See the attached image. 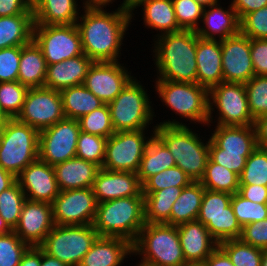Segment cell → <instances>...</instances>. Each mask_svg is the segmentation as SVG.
Returning a JSON list of instances; mask_svg holds the SVG:
<instances>
[{
	"label": "cell",
	"instance_id": "32",
	"mask_svg": "<svg viewBox=\"0 0 267 266\" xmlns=\"http://www.w3.org/2000/svg\"><path fill=\"white\" fill-rule=\"evenodd\" d=\"M33 14L0 17V49L24 46L33 40Z\"/></svg>",
	"mask_w": 267,
	"mask_h": 266
},
{
	"label": "cell",
	"instance_id": "62",
	"mask_svg": "<svg viewBox=\"0 0 267 266\" xmlns=\"http://www.w3.org/2000/svg\"><path fill=\"white\" fill-rule=\"evenodd\" d=\"M41 266H67L65 263L48 255L41 249Z\"/></svg>",
	"mask_w": 267,
	"mask_h": 266
},
{
	"label": "cell",
	"instance_id": "45",
	"mask_svg": "<svg viewBox=\"0 0 267 266\" xmlns=\"http://www.w3.org/2000/svg\"><path fill=\"white\" fill-rule=\"evenodd\" d=\"M230 204L241 227L267 218V203L250 201L238 192L232 195Z\"/></svg>",
	"mask_w": 267,
	"mask_h": 266
},
{
	"label": "cell",
	"instance_id": "10",
	"mask_svg": "<svg viewBox=\"0 0 267 266\" xmlns=\"http://www.w3.org/2000/svg\"><path fill=\"white\" fill-rule=\"evenodd\" d=\"M209 118L208 129L211 124L221 126L254 125L249 107L245 84L222 82L209 89ZM216 108V116L214 113ZM214 112V113H213ZM213 120H215L213 122Z\"/></svg>",
	"mask_w": 267,
	"mask_h": 266
},
{
	"label": "cell",
	"instance_id": "14",
	"mask_svg": "<svg viewBox=\"0 0 267 266\" xmlns=\"http://www.w3.org/2000/svg\"><path fill=\"white\" fill-rule=\"evenodd\" d=\"M65 118L60 91L46 87L29 88L16 119L42 131Z\"/></svg>",
	"mask_w": 267,
	"mask_h": 266
},
{
	"label": "cell",
	"instance_id": "16",
	"mask_svg": "<svg viewBox=\"0 0 267 266\" xmlns=\"http://www.w3.org/2000/svg\"><path fill=\"white\" fill-rule=\"evenodd\" d=\"M98 202L92 188L60 191L52 203L55 225L93 224Z\"/></svg>",
	"mask_w": 267,
	"mask_h": 266
},
{
	"label": "cell",
	"instance_id": "41",
	"mask_svg": "<svg viewBox=\"0 0 267 266\" xmlns=\"http://www.w3.org/2000/svg\"><path fill=\"white\" fill-rule=\"evenodd\" d=\"M28 89L19 81L0 82V108L9 119L16 118L21 112Z\"/></svg>",
	"mask_w": 267,
	"mask_h": 266
},
{
	"label": "cell",
	"instance_id": "24",
	"mask_svg": "<svg viewBox=\"0 0 267 266\" xmlns=\"http://www.w3.org/2000/svg\"><path fill=\"white\" fill-rule=\"evenodd\" d=\"M196 64L197 84L209 90L213 86L224 82L221 40L203 39L198 36Z\"/></svg>",
	"mask_w": 267,
	"mask_h": 266
},
{
	"label": "cell",
	"instance_id": "6",
	"mask_svg": "<svg viewBox=\"0 0 267 266\" xmlns=\"http://www.w3.org/2000/svg\"><path fill=\"white\" fill-rule=\"evenodd\" d=\"M133 255L156 266H189L180 245L177 226L146 223L132 244Z\"/></svg>",
	"mask_w": 267,
	"mask_h": 266
},
{
	"label": "cell",
	"instance_id": "48",
	"mask_svg": "<svg viewBox=\"0 0 267 266\" xmlns=\"http://www.w3.org/2000/svg\"><path fill=\"white\" fill-rule=\"evenodd\" d=\"M29 247L14 231L0 235V266H19Z\"/></svg>",
	"mask_w": 267,
	"mask_h": 266
},
{
	"label": "cell",
	"instance_id": "2",
	"mask_svg": "<svg viewBox=\"0 0 267 266\" xmlns=\"http://www.w3.org/2000/svg\"><path fill=\"white\" fill-rule=\"evenodd\" d=\"M152 40L154 46L151 50L157 73L155 80L196 83V31L181 30Z\"/></svg>",
	"mask_w": 267,
	"mask_h": 266
},
{
	"label": "cell",
	"instance_id": "53",
	"mask_svg": "<svg viewBox=\"0 0 267 266\" xmlns=\"http://www.w3.org/2000/svg\"><path fill=\"white\" fill-rule=\"evenodd\" d=\"M250 53L255 76L267 75V38L250 39Z\"/></svg>",
	"mask_w": 267,
	"mask_h": 266
},
{
	"label": "cell",
	"instance_id": "58",
	"mask_svg": "<svg viewBox=\"0 0 267 266\" xmlns=\"http://www.w3.org/2000/svg\"><path fill=\"white\" fill-rule=\"evenodd\" d=\"M254 127L256 131L257 146L267 149V114L255 119Z\"/></svg>",
	"mask_w": 267,
	"mask_h": 266
},
{
	"label": "cell",
	"instance_id": "67",
	"mask_svg": "<svg viewBox=\"0 0 267 266\" xmlns=\"http://www.w3.org/2000/svg\"><path fill=\"white\" fill-rule=\"evenodd\" d=\"M137 261H138L139 263L136 264L135 266H156V265H153V264L144 262V261H140V260H137Z\"/></svg>",
	"mask_w": 267,
	"mask_h": 266
},
{
	"label": "cell",
	"instance_id": "52",
	"mask_svg": "<svg viewBox=\"0 0 267 266\" xmlns=\"http://www.w3.org/2000/svg\"><path fill=\"white\" fill-rule=\"evenodd\" d=\"M239 239L253 247L267 249V218L243 226Z\"/></svg>",
	"mask_w": 267,
	"mask_h": 266
},
{
	"label": "cell",
	"instance_id": "39",
	"mask_svg": "<svg viewBox=\"0 0 267 266\" xmlns=\"http://www.w3.org/2000/svg\"><path fill=\"white\" fill-rule=\"evenodd\" d=\"M235 266H261L263 249L253 247L240 239H229L219 243Z\"/></svg>",
	"mask_w": 267,
	"mask_h": 266
},
{
	"label": "cell",
	"instance_id": "51",
	"mask_svg": "<svg viewBox=\"0 0 267 266\" xmlns=\"http://www.w3.org/2000/svg\"><path fill=\"white\" fill-rule=\"evenodd\" d=\"M21 46L0 49V82L17 81Z\"/></svg>",
	"mask_w": 267,
	"mask_h": 266
},
{
	"label": "cell",
	"instance_id": "46",
	"mask_svg": "<svg viewBox=\"0 0 267 266\" xmlns=\"http://www.w3.org/2000/svg\"><path fill=\"white\" fill-rule=\"evenodd\" d=\"M248 107L255 119L267 114V75L253 76L245 83Z\"/></svg>",
	"mask_w": 267,
	"mask_h": 266
},
{
	"label": "cell",
	"instance_id": "57",
	"mask_svg": "<svg viewBox=\"0 0 267 266\" xmlns=\"http://www.w3.org/2000/svg\"><path fill=\"white\" fill-rule=\"evenodd\" d=\"M201 266H235L227 253L218 246Z\"/></svg>",
	"mask_w": 267,
	"mask_h": 266
},
{
	"label": "cell",
	"instance_id": "68",
	"mask_svg": "<svg viewBox=\"0 0 267 266\" xmlns=\"http://www.w3.org/2000/svg\"><path fill=\"white\" fill-rule=\"evenodd\" d=\"M137 0H129V8L136 2Z\"/></svg>",
	"mask_w": 267,
	"mask_h": 266
},
{
	"label": "cell",
	"instance_id": "36",
	"mask_svg": "<svg viewBox=\"0 0 267 266\" xmlns=\"http://www.w3.org/2000/svg\"><path fill=\"white\" fill-rule=\"evenodd\" d=\"M176 166L173 155L168 148L154 135L149 141L140 161L137 175L141 184L149 177Z\"/></svg>",
	"mask_w": 267,
	"mask_h": 266
},
{
	"label": "cell",
	"instance_id": "15",
	"mask_svg": "<svg viewBox=\"0 0 267 266\" xmlns=\"http://www.w3.org/2000/svg\"><path fill=\"white\" fill-rule=\"evenodd\" d=\"M79 132L78 120L68 118L39 131V159L54 166L76 157Z\"/></svg>",
	"mask_w": 267,
	"mask_h": 266
},
{
	"label": "cell",
	"instance_id": "42",
	"mask_svg": "<svg viewBox=\"0 0 267 266\" xmlns=\"http://www.w3.org/2000/svg\"><path fill=\"white\" fill-rule=\"evenodd\" d=\"M80 131L109 138L115 133L112 126L110 110L107 104L83 115L78 119Z\"/></svg>",
	"mask_w": 267,
	"mask_h": 266
},
{
	"label": "cell",
	"instance_id": "43",
	"mask_svg": "<svg viewBox=\"0 0 267 266\" xmlns=\"http://www.w3.org/2000/svg\"><path fill=\"white\" fill-rule=\"evenodd\" d=\"M107 141L108 138L80 131L76 146V157L95 163L102 168Z\"/></svg>",
	"mask_w": 267,
	"mask_h": 266
},
{
	"label": "cell",
	"instance_id": "18",
	"mask_svg": "<svg viewBox=\"0 0 267 266\" xmlns=\"http://www.w3.org/2000/svg\"><path fill=\"white\" fill-rule=\"evenodd\" d=\"M224 82H248L254 75L250 53V38L239 32L221 40Z\"/></svg>",
	"mask_w": 267,
	"mask_h": 266
},
{
	"label": "cell",
	"instance_id": "8",
	"mask_svg": "<svg viewBox=\"0 0 267 266\" xmlns=\"http://www.w3.org/2000/svg\"><path fill=\"white\" fill-rule=\"evenodd\" d=\"M39 158V131L16 118L0 132V168L17 177Z\"/></svg>",
	"mask_w": 267,
	"mask_h": 266
},
{
	"label": "cell",
	"instance_id": "28",
	"mask_svg": "<svg viewBox=\"0 0 267 266\" xmlns=\"http://www.w3.org/2000/svg\"><path fill=\"white\" fill-rule=\"evenodd\" d=\"M60 191L92 188L100 167L95 163L71 158L53 166Z\"/></svg>",
	"mask_w": 267,
	"mask_h": 266
},
{
	"label": "cell",
	"instance_id": "19",
	"mask_svg": "<svg viewBox=\"0 0 267 266\" xmlns=\"http://www.w3.org/2000/svg\"><path fill=\"white\" fill-rule=\"evenodd\" d=\"M54 225L52 204L26 199L13 231L30 247H39Z\"/></svg>",
	"mask_w": 267,
	"mask_h": 266
},
{
	"label": "cell",
	"instance_id": "54",
	"mask_svg": "<svg viewBox=\"0 0 267 266\" xmlns=\"http://www.w3.org/2000/svg\"><path fill=\"white\" fill-rule=\"evenodd\" d=\"M33 14L32 0H0V17Z\"/></svg>",
	"mask_w": 267,
	"mask_h": 266
},
{
	"label": "cell",
	"instance_id": "38",
	"mask_svg": "<svg viewBox=\"0 0 267 266\" xmlns=\"http://www.w3.org/2000/svg\"><path fill=\"white\" fill-rule=\"evenodd\" d=\"M25 200L26 196L17 181L0 193V216L12 230L18 225Z\"/></svg>",
	"mask_w": 267,
	"mask_h": 266
},
{
	"label": "cell",
	"instance_id": "21",
	"mask_svg": "<svg viewBox=\"0 0 267 266\" xmlns=\"http://www.w3.org/2000/svg\"><path fill=\"white\" fill-rule=\"evenodd\" d=\"M92 190L98 203L131 196H144L137 173L103 168L97 172Z\"/></svg>",
	"mask_w": 267,
	"mask_h": 266
},
{
	"label": "cell",
	"instance_id": "35",
	"mask_svg": "<svg viewBox=\"0 0 267 266\" xmlns=\"http://www.w3.org/2000/svg\"><path fill=\"white\" fill-rule=\"evenodd\" d=\"M65 118L79 119L101 107L104 103L83 84L60 91Z\"/></svg>",
	"mask_w": 267,
	"mask_h": 266
},
{
	"label": "cell",
	"instance_id": "63",
	"mask_svg": "<svg viewBox=\"0 0 267 266\" xmlns=\"http://www.w3.org/2000/svg\"><path fill=\"white\" fill-rule=\"evenodd\" d=\"M13 231L0 216V235H4Z\"/></svg>",
	"mask_w": 267,
	"mask_h": 266
},
{
	"label": "cell",
	"instance_id": "44",
	"mask_svg": "<svg viewBox=\"0 0 267 266\" xmlns=\"http://www.w3.org/2000/svg\"><path fill=\"white\" fill-rule=\"evenodd\" d=\"M193 181L178 166L167 168L166 170L149 177L142 184V192L159 191L167 187H187Z\"/></svg>",
	"mask_w": 267,
	"mask_h": 266
},
{
	"label": "cell",
	"instance_id": "13",
	"mask_svg": "<svg viewBox=\"0 0 267 266\" xmlns=\"http://www.w3.org/2000/svg\"><path fill=\"white\" fill-rule=\"evenodd\" d=\"M33 40L41 48L47 65L84 54L76 24L34 25Z\"/></svg>",
	"mask_w": 267,
	"mask_h": 266
},
{
	"label": "cell",
	"instance_id": "7",
	"mask_svg": "<svg viewBox=\"0 0 267 266\" xmlns=\"http://www.w3.org/2000/svg\"><path fill=\"white\" fill-rule=\"evenodd\" d=\"M145 86L134 77L125 88L108 103L115 132L149 128L156 117Z\"/></svg>",
	"mask_w": 267,
	"mask_h": 266
},
{
	"label": "cell",
	"instance_id": "50",
	"mask_svg": "<svg viewBox=\"0 0 267 266\" xmlns=\"http://www.w3.org/2000/svg\"><path fill=\"white\" fill-rule=\"evenodd\" d=\"M251 153H233L225 152L224 149L218 148L211 140L209 142V158L228 170L241 175L247 158Z\"/></svg>",
	"mask_w": 267,
	"mask_h": 266
},
{
	"label": "cell",
	"instance_id": "34",
	"mask_svg": "<svg viewBox=\"0 0 267 266\" xmlns=\"http://www.w3.org/2000/svg\"><path fill=\"white\" fill-rule=\"evenodd\" d=\"M205 187L200 182H192L184 187L173 204L169 224L180 225L197 220Z\"/></svg>",
	"mask_w": 267,
	"mask_h": 266
},
{
	"label": "cell",
	"instance_id": "29",
	"mask_svg": "<svg viewBox=\"0 0 267 266\" xmlns=\"http://www.w3.org/2000/svg\"><path fill=\"white\" fill-rule=\"evenodd\" d=\"M77 1L33 0L34 25L76 24L81 12Z\"/></svg>",
	"mask_w": 267,
	"mask_h": 266
},
{
	"label": "cell",
	"instance_id": "40",
	"mask_svg": "<svg viewBox=\"0 0 267 266\" xmlns=\"http://www.w3.org/2000/svg\"><path fill=\"white\" fill-rule=\"evenodd\" d=\"M267 185V149L257 147L247 158L239 185Z\"/></svg>",
	"mask_w": 267,
	"mask_h": 266
},
{
	"label": "cell",
	"instance_id": "1",
	"mask_svg": "<svg viewBox=\"0 0 267 266\" xmlns=\"http://www.w3.org/2000/svg\"><path fill=\"white\" fill-rule=\"evenodd\" d=\"M82 8L76 25L81 35L83 53L93 62L119 61L121 47L124 46L122 42L133 21L130 8L118 6L111 12H107V6L83 5Z\"/></svg>",
	"mask_w": 267,
	"mask_h": 266
},
{
	"label": "cell",
	"instance_id": "60",
	"mask_svg": "<svg viewBox=\"0 0 267 266\" xmlns=\"http://www.w3.org/2000/svg\"><path fill=\"white\" fill-rule=\"evenodd\" d=\"M15 182H16V177L12 173L0 168V193L2 191L7 190Z\"/></svg>",
	"mask_w": 267,
	"mask_h": 266
},
{
	"label": "cell",
	"instance_id": "30",
	"mask_svg": "<svg viewBox=\"0 0 267 266\" xmlns=\"http://www.w3.org/2000/svg\"><path fill=\"white\" fill-rule=\"evenodd\" d=\"M214 128L215 130L209 135V138L225 152L252 153L258 147L254 125H215Z\"/></svg>",
	"mask_w": 267,
	"mask_h": 266
},
{
	"label": "cell",
	"instance_id": "12",
	"mask_svg": "<svg viewBox=\"0 0 267 266\" xmlns=\"http://www.w3.org/2000/svg\"><path fill=\"white\" fill-rule=\"evenodd\" d=\"M152 127L150 137L147 134V129L119 131L110 136L106 144L102 168L111 171L137 173L148 143L155 133L156 125H152Z\"/></svg>",
	"mask_w": 267,
	"mask_h": 266
},
{
	"label": "cell",
	"instance_id": "25",
	"mask_svg": "<svg viewBox=\"0 0 267 266\" xmlns=\"http://www.w3.org/2000/svg\"><path fill=\"white\" fill-rule=\"evenodd\" d=\"M128 255L133 256L132 243L128 240L98 236L79 266H122Z\"/></svg>",
	"mask_w": 267,
	"mask_h": 266
},
{
	"label": "cell",
	"instance_id": "55",
	"mask_svg": "<svg viewBox=\"0 0 267 266\" xmlns=\"http://www.w3.org/2000/svg\"><path fill=\"white\" fill-rule=\"evenodd\" d=\"M238 193L250 201L267 203V188L264 185H239Z\"/></svg>",
	"mask_w": 267,
	"mask_h": 266
},
{
	"label": "cell",
	"instance_id": "31",
	"mask_svg": "<svg viewBox=\"0 0 267 266\" xmlns=\"http://www.w3.org/2000/svg\"><path fill=\"white\" fill-rule=\"evenodd\" d=\"M47 63L41 48L34 40L21 46L18 79L28 88L44 87Z\"/></svg>",
	"mask_w": 267,
	"mask_h": 266
},
{
	"label": "cell",
	"instance_id": "5",
	"mask_svg": "<svg viewBox=\"0 0 267 266\" xmlns=\"http://www.w3.org/2000/svg\"><path fill=\"white\" fill-rule=\"evenodd\" d=\"M146 224L144 196L98 203L93 227L99 236L120 237L134 243Z\"/></svg>",
	"mask_w": 267,
	"mask_h": 266
},
{
	"label": "cell",
	"instance_id": "56",
	"mask_svg": "<svg viewBox=\"0 0 267 266\" xmlns=\"http://www.w3.org/2000/svg\"><path fill=\"white\" fill-rule=\"evenodd\" d=\"M230 3L240 20L246 14L267 6V0H231Z\"/></svg>",
	"mask_w": 267,
	"mask_h": 266
},
{
	"label": "cell",
	"instance_id": "47",
	"mask_svg": "<svg viewBox=\"0 0 267 266\" xmlns=\"http://www.w3.org/2000/svg\"><path fill=\"white\" fill-rule=\"evenodd\" d=\"M177 24L182 30H194L200 26L204 7L194 0H172Z\"/></svg>",
	"mask_w": 267,
	"mask_h": 266
},
{
	"label": "cell",
	"instance_id": "26",
	"mask_svg": "<svg viewBox=\"0 0 267 266\" xmlns=\"http://www.w3.org/2000/svg\"><path fill=\"white\" fill-rule=\"evenodd\" d=\"M142 8L144 27L157 31L154 38L160 35L181 31L177 24L172 0H137L131 7V19L135 20V9ZM159 32V33H158Z\"/></svg>",
	"mask_w": 267,
	"mask_h": 266
},
{
	"label": "cell",
	"instance_id": "61",
	"mask_svg": "<svg viewBox=\"0 0 267 266\" xmlns=\"http://www.w3.org/2000/svg\"><path fill=\"white\" fill-rule=\"evenodd\" d=\"M115 1L116 0H83L82 6H110V4ZM118 6H121L123 8H129V0H123V2Z\"/></svg>",
	"mask_w": 267,
	"mask_h": 266
},
{
	"label": "cell",
	"instance_id": "4",
	"mask_svg": "<svg viewBox=\"0 0 267 266\" xmlns=\"http://www.w3.org/2000/svg\"><path fill=\"white\" fill-rule=\"evenodd\" d=\"M155 94L161 98V102L176 117L179 115L182 121L171 118L156 125H186L185 119L192 124L207 126L209 118V90L197 83H183L166 80H154Z\"/></svg>",
	"mask_w": 267,
	"mask_h": 266
},
{
	"label": "cell",
	"instance_id": "20",
	"mask_svg": "<svg viewBox=\"0 0 267 266\" xmlns=\"http://www.w3.org/2000/svg\"><path fill=\"white\" fill-rule=\"evenodd\" d=\"M26 199L52 204L60 193L54 167L39 158L29 164L17 177Z\"/></svg>",
	"mask_w": 267,
	"mask_h": 266
},
{
	"label": "cell",
	"instance_id": "64",
	"mask_svg": "<svg viewBox=\"0 0 267 266\" xmlns=\"http://www.w3.org/2000/svg\"><path fill=\"white\" fill-rule=\"evenodd\" d=\"M195 2L201 4L203 7H208L220 3V0H194Z\"/></svg>",
	"mask_w": 267,
	"mask_h": 266
},
{
	"label": "cell",
	"instance_id": "33",
	"mask_svg": "<svg viewBox=\"0 0 267 266\" xmlns=\"http://www.w3.org/2000/svg\"><path fill=\"white\" fill-rule=\"evenodd\" d=\"M183 188L171 186L159 191L142 192L146 223L169 224L173 204Z\"/></svg>",
	"mask_w": 267,
	"mask_h": 266
},
{
	"label": "cell",
	"instance_id": "27",
	"mask_svg": "<svg viewBox=\"0 0 267 266\" xmlns=\"http://www.w3.org/2000/svg\"><path fill=\"white\" fill-rule=\"evenodd\" d=\"M93 61L85 54L47 65L44 87L61 91L82 85Z\"/></svg>",
	"mask_w": 267,
	"mask_h": 266
},
{
	"label": "cell",
	"instance_id": "17",
	"mask_svg": "<svg viewBox=\"0 0 267 266\" xmlns=\"http://www.w3.org/2000/svg\"><path fill=\"white\" fill-rule=\"evenodd\" d=\"M124 63L93 62L83 85L104 104L112 102L125 86L134 78Z\"/></svg>",
	"mask_w": 267,
	"mask_h": 266
},
{
	"label": "cell",
	"instance_id": "59",
	"mask_svg": "<svg viewBox=\"0 0 267 266\" xmlns=\"http://www.w3.org/2000/svg\"><path fill=\"white\" fill-rule=\"evenodd\" d=\"M19 266H41V248L29 247L22 255Z\"/></svg>",
	"mask_w": 267,
	"mask_h": 266
},
{
	"label": "cell",
	"instance_id": "11",
	"mask_svg": "<svg viewBox=\"0 0 267 266\" xmlns=\"http://www.w3.org/2000/svg\"><path fill=\"white\" fill-rule=\"evenodd\" d=\"M232 195L205 189L197 221L206 226L218 242L239 239L242 231L230 204Z\"/></svg>",
	"mask_w": 267,
	"mask_h": 266
},
{
	"label": "cell",
	"instance_id": "23",
	"mask_svg": "<svg viewBox=\"0 0 267 266\" xmlns=\"http://www.w3.org/2000/svg\"><path fill=\"white\" fill-rule=\"evenodd\" d=\"M220 3L204 7L202 20L196 34L203 39L223 40L240 32V19L232 5Z\"/></svg>",
	"mask_w": 267,
	"mask_h": 266
},
{
	"label": "cell",
	"instance_id": "37",
	"mask_svg": "<svg viewBox=\"0 0 267 266\" xmlns=\"http://www.w3.org/2000/svg\"><path fill=\"white\" fill-rule=\"evenodd\" d=\"M205 189L226 192L231 195L238 192L239 176L226 167L208 159L203 178L199 181Z\"/></svg>",
	"mask_w": 267,
	"mask_h": 266
},
{
	"label": "cell",
	"instance_id": "22",
	"mask_svg": "<svg viewBox=\"0 0 267 266\" xmlns=\"http://www.w3.org/2000/svg\"><path fill=\"white\" fill-rule=\"evenodd\" d=\"M177 230L188 265L201 266L219 246L206 226L197 220L177 225Z\"/></svg>",
	"mask_w": 267,
	"mask_h": 266
},
{
	"label": "cell",
	"instance_id": "65",
	"mask_svg": "<svg viewBox=\"0 0 267 266\" xmlns=\"http://www.w3.org/2000/svg\"><path fill=\"white\" fill-rule=\"evenodd\" d=\"M8 120L9 117L0 108V132L2 131Z\"/></svg>",
	"mask_w": 267,
	"mask_h": 266
},
{
	"label": "cell",
	"instance_id": "3",
	"mask_svg": "<svg viewBox=\"0 0 267 266\" xmlns=\"http://www.w3.org/2000/svg\"><path fill=\"white\" fill-rule=\"evenodd\" d=\"M187 125H156L154 135L173 155L176 166L193 182H199L204 176L209 159L210 138L205 142L206 136H200Z\"/></svg>",
	"mask_w": 267,
	"mask_h": 266
},
{
	"label": "cell",
	"instance_id": "66",
	"mask_svg": "<svg viewBox=\"0 0 267 266\" xmlns=\"http://www.w3.org/2000/svg\"><path fill=\"white\" fill-rule=\"evenodd\" d=\"M261 266H267V249L262 252Z\"/></svg>",
	"mask_w": 267,
	"mask_h": 266
},
{
	"label": "cell",
	"instance_id": "9",
	"mask_svg": "<svg viewBox=\"0 0 267 266\" xmlns=\"http://www.w3.org/2000/svg\"><path fill=\"white\" fill-rule=\"evenodd\" d=\"M98 236L92 224L54 225L39 247L67 266H79Z\"/></svg>",
	"mask_w": 267,
	"mask_h": 266
},
{
	"label": "cell",
	"instance_id": "49",
	"mask_svg": "<svg viewBox=\"0 0 267 266\" xmlns=\"http://www.w3.org/2000/svg\"><path fill=\"white\" fill-rule=\"evenodd\" d=\"M240 32L250 39L267 38V6L246 14L240 20Z\"/></svg>",
	"mask_w": 267,
	"mask_h": 266
}]
</instances>
